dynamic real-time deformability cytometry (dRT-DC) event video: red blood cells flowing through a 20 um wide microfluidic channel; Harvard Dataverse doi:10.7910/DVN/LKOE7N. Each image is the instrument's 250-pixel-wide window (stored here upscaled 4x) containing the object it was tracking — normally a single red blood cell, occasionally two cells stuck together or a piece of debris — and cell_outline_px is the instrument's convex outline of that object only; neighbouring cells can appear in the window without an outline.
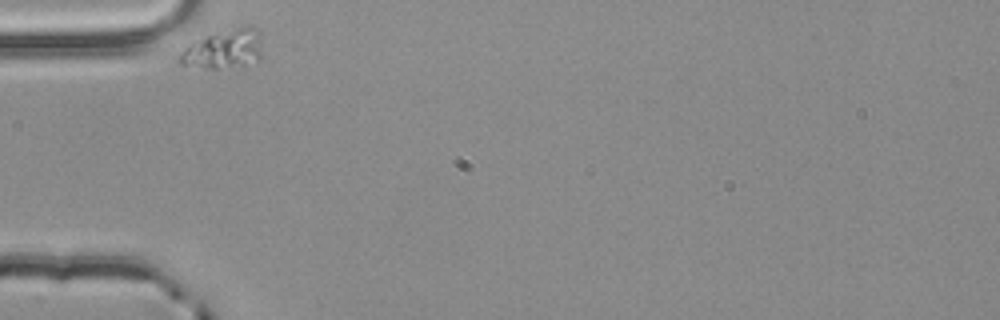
{"species": "common noctule bat (a hibernating species)", "species_latin": "Nyctalus noctula", "temperature_condition": "room temperature", "stored_images_in_passage": 33, "camera_frame_rate_fps": 3000, "um_per_image_px": 0.085, "animal": {"sex": "male", "body_mass_g": 20.4}, "frame": {"image": 1, "passage_image": 1, "time_ms": 0.0, "image_size_px": [1000, 320], "cell_outline_px": [[256, 56], [244, 64], [216, 68], [208, 68], [180, 64], [176, 60], [192, 44], [208, 36], [252, 24], [256, 28]], "centroid_in_image_um": [18.91, 4.18], "position_along_channel_um": 66.1, "area_um2": 16.7}}